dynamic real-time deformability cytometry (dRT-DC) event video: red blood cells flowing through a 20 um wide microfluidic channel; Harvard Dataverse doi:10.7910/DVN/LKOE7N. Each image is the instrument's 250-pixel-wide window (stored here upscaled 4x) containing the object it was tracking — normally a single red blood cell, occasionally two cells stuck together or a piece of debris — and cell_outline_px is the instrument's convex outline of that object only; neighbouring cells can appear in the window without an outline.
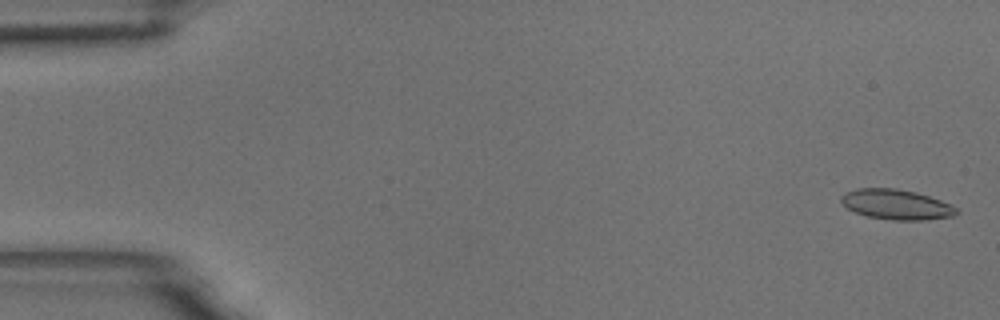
{"species": "common noctule bat (a hibernating species)", "species_latin": "Nyctalus noctula", "temperature_condition": "room temperature", "stored_images_in_passage": 56, "camera_frame_rate_fps": 3000, "um_per_image_px": 0.085, "animal": {"sex": "male", "body_mass_g": 18.8}, "frame": {"image": 1, "passage_image": 2, "time_ms": 0.333, "image_size_px": [1000, 320], "cell_outline_px": [[960, 212], [952, 216], [928, 220], [892, 220], [868, 216], [856, 212], [848, 208], [840, 200], [840, 196], [856, 188], [896, 188], [916, 192], [940, 200], [956, 208]], "centroid_in_image_um": [76.19, 17.38], "position_along_channel_um": 8.8, "area_um2": 20.06}}
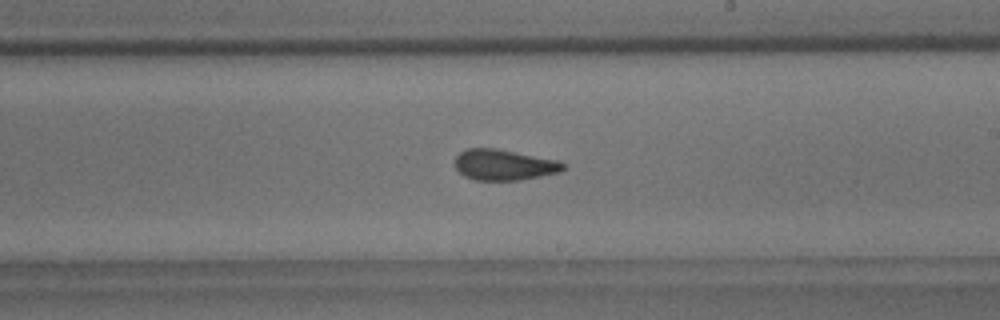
{"frame": {"image": 2, "passage_image": 33, "time_ms": 10.667, "image_size_px": [1000, 320], "cell_outline_px": [[564, 168], [560, 172], [520, 180], [476, 180], [464, 176], [456, 168], [456, 156], [460, 152], [468, 148], [496, 148], [556, 160], [564, 164]], "centroid_in_image_um": [42.82, 14.01], "position_along_channel_um": 246.2, "area_um2": 19.19}}
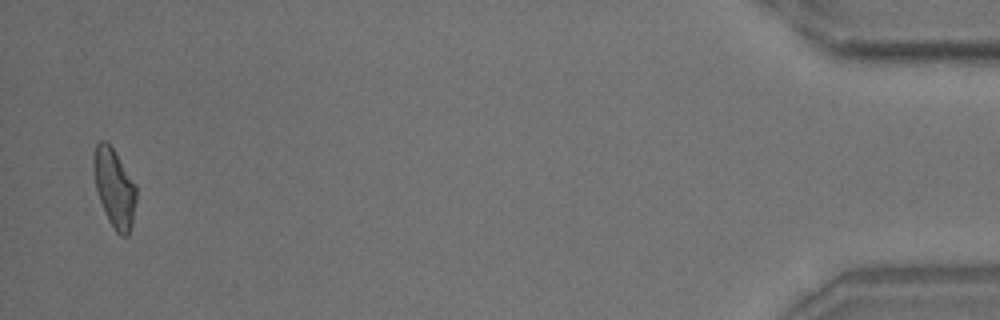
{"frame": {"image": 3, "passage_image": 55, "time_ms": 18.0, "image_size_px": [1000, 320], "cell_outline_px": [[136, 200], [132, 224], [128, 236], [120, 236], [116, 232], [108, 220], [104, 212], [96, 188], [92, 168], [92, 156], [96, 144], [100, 140], [108, 140], [136, 184]], "centroid_in_image_um": [9.7, 15.94], "position_along_channel_um": 425.5, "area_um2": 19.88}, "authors_computed_cell_mechanics": {"area_um2": 19.7387, "velocity_mm_per_s": 3.6239, "shape_relaxation_time_tau1_ms": 6.0969, "shape_relaxation_time_tau2_ms": 1.238, "deformation_change_tau1": 0.1554, "deformation_change_tau2": 0.0909}}